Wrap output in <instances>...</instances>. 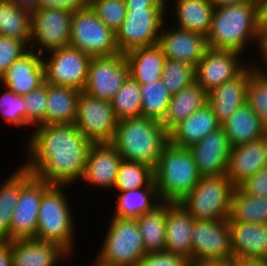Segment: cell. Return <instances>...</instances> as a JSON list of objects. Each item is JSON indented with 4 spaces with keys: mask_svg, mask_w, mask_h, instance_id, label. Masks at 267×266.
Returning <instances> with one entry per match:
<instances>
[{
    "mask_svg": "<svg viewBox=\"0 0 267 266\" xmlns=\"http://www.w3.org/2000/svg\"><path fill=\"white\" fill-rule=\"evenodd\" d=\"M109 218L96 256L114 266H138L146 253L136 219Z\"/></svg>",
    "mask_w": 267,
    "mask_h": 266,
    "instance_id": "obj_7",
    "label": "cell"
},
{
    "mask_svg": "<svg viewBox=\"0 0 267 266\" xmlns=\"http://www.w3.org/2000/svg\"><path fill=\"white\" fill-rule=\"evenodd\" d=\"M194 218L179 203H167L165 252L192 262L191 230Z\"/></svg>",
    "mask_w": 267,
    "mask_h": 266,
    "instance_id": "obj_26",
    "label": "cell"
},
{
    "mask_svg": "<svg viewBox=\"0 0 267 266\" xmlns=\"http://www.w3.org/2000/svg\"><path fill=\"white\" fill-rule=\"evenodd\" d=\"M45 83L42 55L28 50L13 62L0 77V85L14 94L24 96Z\"/></svg>",
    "mask_w": 267,
    "mask_h": 266,
    "instance_id": "obj_20",
    "label": "cell"
},
{
    "mask_svg": "<svg viewBox=\"0 0 267 266\" xmlns=\"http://www.w3.org/2000/svg\"><path fill=\"white\" fill-rule=\"evenodd\" d=\"M0 266H12L11 241H0Z\"/></svg>",
    "mask_w": 267,
    "mask_h": 266,
    "instance_id": "obj_52",
    "label": "cell"
},
{
    "mask_svg": "<svg viewBox=\"0 0 267 266\" xmlns=\"http://www.w3.org/2000/svg\"><path fill=\"white\" fill-rule=\"evenodd\" d=\"M4 90L0 94V114L10 128L26 127V107L23 96L14 94L8 88L1 86Z\"/></svg>",
    "mask_w": 267,
    "mask_h": 266,
    "instance_id": "obj_42",
    "label": "cell"
},
{
    "mask_svg": "<svg viewBox=\"0 0 267 266\" xmlns=\"http://www.w3.org/2000/svg\"><path fill=\"white\" fill-rule=\"evenodd\" d=\"M0 36L22 40L28 47L31 40V12L6 0L0 1Z\"/></svg>",
    "mask_w": 267,
    "mask_h": 266,
    "instance_id": "obj_35",
    "label": "cell"
},
{
    "mask_svg": "<svg viewBox=\"0 0 267 266\" xmlns=\"http://www.w3.org/2000/svg\"><path fill=\"white\" fill-rule=\"evenodd\" d=\"M189 266H233V261L190 262Z\"/></svg>",
    "mask_w": 267,
    "mask_h": 266,
    "instance_id": "obj_55",
    "label": "cell"
},
{
    "mask_svg": "<svg viewBox=\"0 0 267 266\" xmlns=\"http://www.w3.org/2000/svg\"><path fill=\"white\" fill-rule=\"evenodd\" d=\"M14 170L0 182V241L10 234L11 220L20 190L33 177L22 165Z\"/></svg>",
    "mask_w": 267,
    "mask_h": 266,
    "instance_id": "obj_33",
    "label": "cell"
},
{
    "mask_svg": "<svg viewBox=\"0 0 267 266\" xmlns=\"http://www.w3.org/2000/svg\"><path fill=\"white\" fill-rule=\"evenodd\" d=\"M267 166V135L247 144L231 147L227 176L237 187Z\"/></svg>",
    "mask_w": 267,
    "mask_h": 266,
    "instance_id": "obj_23",
    "label": "cell"
},
{
    "mask_svg": "<svg viewBox=\"0 0 267 266\" xmlns=\"http://www.w3.org/2000/svg\"><path fill=\"white\" fill-rule=\"evenodd\" d=\"M28 50L29 47L22 40L0 36V77Z\"/></svg>",
    "mask_w": 267,
    "mask_h": 266,
    "instance_id": "obj_45",
    "label": "cell"
},
{
    "mask_svg": "<svg viewBox=\"0 0 267 266\" xmlns=\"http://www.w3.org/2000/svg\"><path fill=\"white\" fill-rule=\"evenodd\" d=\"M207 101L208 93L201 85L194 82L178 93L171 95L166 116L161 123L170 132L180 122L203 108L207 104Z\"/></svg>",
    "mask_w": 267,
    "mask_h": 266,
    "instance_id": "obj_32",
    "label": "cell"
},
{
    "mask_svg": "<svg viewBox=\"0 0 267 266\" xmlns=\"http://www.w3.org/2000/svg\"><path fill=\"white\" fill-rule=\"evenodd\" d=\"M90 0H39L38 9H67L71 12L89 7Z\"/></svg>",
    "mask_w": 267,
    "mask_h": 266,
    "instance_id": "obj_48",
    "label": "cell"
},
{
    "mask_svg": "<svg viewBox=\"0 0 267 266\" xmlns=\"http://www.w3.org/2000/svg\"><path fill=\"white\" fill-rule=\"evenodd\" d=\"M188 148L165 146L154 169V181L161 202L179 203L201 179Z\"/></svg>",
    "mask_w": 267,
    "mask_h": 266,
    "instance_id": "obj_5",
    "label": "cell"
},
{
    "mask_svg": "<svg viewBox=\"0 0 267 266\" xmlns=\"http://www.w3.org/2000/svg\"><path fill=\"white\" fill-rule=\"evenodd\" d=\"M235 188L226 174L202 176L180 204L196 221L228 219Z\"/></svg>",
    "mask_w": 267,
    "mask_h": 266,
    "instance_id": "obj_6",
    "label": "cell"
},
{
    "mask_svg": "<svg viewBox=\"0 0 267 266\" xmlns=\"http://www.w3.org/2000/svg\"><path fill=\"white\" fill-rule=\"evenodd\" d=\"M69 187L51 185L43 193L38 211L36 240L59 245L71 260L76 253L77 223L75 224L72 202L67 195Z\"/></svg>",
    "mask_w": 267,
    "mask_h": 266,
    "instance_id": "obj_4",
    "label": "cell"
},
{
    "mask_svg": "<svg viewBox=\"0 0 267 266\" xmlns=\"http://www.w3.org/2000/svg\"><path fill=\"white\" fill-rule=\"evenodd\" d=\"M237 187L247 195L267 198V166L245 179Z\"/></svg>",
    "mask_w": 267,
    "mask_h": 266,
    "instance_id": "obj_46",
    "label": "cell"
},
{
    "mask_svg": "<svg viewBox=\"0 0 267 266\" xmlns=\"http://www.w3.org/2000/svg\"><path fill=\"white\" fill-rule=\"evenodd\" d=\"M214 6L241 5L244 3H256V0H212Z\"/></svg>",
    "mask_w": 267,
    "mask_h": 266,
    "instance_id": "obj_54",
    "label": "cell"
},
{
    "mask_svg": "<svg viewBox=\"0 0 267 266\" xmlns=\"http://www.w3.org/2000/svg\"><path fill=\"white\" fill-rule=\"evenodd\" d=\"M69 46L92 57H107L119 53L116 34L108 28L90 7L73 12Z\"/></svg>",
    "mask_w": 267,
    "mask_h": 266,
    "instance_id": "obj_8",
    "label": "cell"
},
{
    "mask_svg": "<svg viewBox=\"0 0 267 266\" xmlns=\"http://www.w3.org/2000/svg\"><path fill=\"white\" fill-rule=\"evenodd\" d=\"M73 12L67 9H36L31 13L29 49L40 55L70 44Z\"/></svg>",
    "mask_w": 267,
    "mask_h": 266,
    "instance_id": "obj_10",
    "label": "cell"
},
{
    "mask_svg": "<svg viewBox=\"0 0 267 266\" xmlns=\"http://www.w3.org/2000/svg\"><path fill=\"white\" fill-rule=\"evenodd\" d=\"M161 80L169 94L174 95L195 82V66L166 59Z\"/></svg>",
    "mask_w": 267,
    "mask_h": 266,
    "instance_id": "obj_40",
    "label": "cell"
},
{
    "mask_svg": "<svg viewBox=\"0 0 267 266\" xmlns=\"http://www.w3.org/2000/svg\"><path fill=\"white\" fill-rule=\"evenodd\" d=\"M249 64L250 59L237 51L207 48L195 66V82L208 93L238 76Z\"/></svg>",
    "mask_w": 267,
    "mask_h": 266,
    "instance_id": "obj_15",
    "label": "cell"
},
{
    "mask_svg": "<svg viewBox=\"0 0 267 266\" xmlns=\"http://www.w3.org/2000/svg\"><path fill=\"white\" fill-rule=\"evenodd\" d=\"M233 261H267V224L228 221Z\"/></svg>",
    "mask_w": 267,
    "mask_h": 266,
    "instance_id": "obj_21",
    "label": "cell"
},
{
    "mask_svg": "<svg viewBox=\"0 0 267 266\" xmlns=\"http://www.w3.org/2000/svg\"><path fill=\"white\" fill-rule=\"evenodd\" d=\"M228 221L267 224V198L255 197L235 188Z\"/></svg>",
    "mask_w": 267,
    "mask_h": 266,
    "instance_id": "obj_36",
    "label": "cell"
},
{
    "mask_svg": "<svg viewBox=\"0 0 267 266\" xmlns=\"http://www.w3.org/2000/svg\"><path fill=\"white\" fill-rule=\"evenodd\" d=\"M190 261L183 256L171 253H148L138 266H189Z\"/></svg>",
    "mask_w": 267,
    "mask_h": 266,
    "instance_id": "obj_47",
    "label": "cell"
},
{
    "mask_svg": "<svg viewBox=\"0 0 267 266\" xmlns=\"http://www.w3.org/2000/svg\"><path fill=\"white\" fill-rule=\"evenodd\" d=\"M166 215L167 203L162 202L153 211L136 219L146 254L165 252Z\"/></svg>",
    "mask_w": 267,
    "mask_h": 266,
    "instance_id": "obj_34",
    "label": "cell"
},
{
    "mask_svg": "<svg viewBox=\"0 0 267 266\" xmlns=\"http://www.w3.org/2000/svg\"><path fill=\"white\" fill-rule=\"evenodd\" d=\"M142 106L141 116L162 122L166 116L171 94L166 90L162 80L140 84Z\"/></svg>",
    "mask_w": 267,
    "mask_h": 266,
    "instance_id": "obj_37",
    "label": "cell"
},
{
    "mask_svg": "<svg viewBox=\"0 0 267 266\" xmlns=\"http://www.w3.org/2000/svg\"><path fill=\"white\" fill-rule=\"evenodd\" d=\"M25 138L27 159L20 163L33 176L70 189L81 181L93 143L74 124L38 125Z\"/></svg>",
    "mask_w": 267,
    "mask_h": 266,
    "instance_id": "obj_1",
    "label": "cell"
},
{
    "mask_svg": "<svg viewBox=\"0 0 267 266\" xmlns=\"http://www.w3.org/2000/svg\"><path fill=\"white\" fill-rule=\"evenodd\" d=\"M89 7L115 33L120 28L127 13L125 0H90Z\"/></svg>",
    "mask_w": 267,
    "mask_h": 266,
    "instance_id": "obj_43",
    "label": "cell"
},
{
    "mask_svg": "<svg viewBox=\"0 0 267 266\" xmlns=\"http://www.w3.org/2000/svg\"><path fill=\"white\" fill-rule=\"evenodd\" d=\"M192 262L233 261L228 219L193 221Z\"/></svg>",
    "mask_w": 267,
    "mask_h": 266,
    "instance_id": "obj_12",
    "label": "cell"
},
{
    "mask_svg": "<svg viewBox=\"0 0 267 266\" xmlns=\"http://www.w3.org/2000/svg\"><path fill=\"white\" fill-rule=\"evenodd\" d=\"M259 38L256 3L215 6L206 36L208 48L237 51L249 59L247 48L256 51Z\"/></svg>",
    "mask_w": 267,
    "mask_h": 266,
    "instance_id": "obj_2",
    "label": "cell"
},
{
    "mask_svg": "<svg viewBox=\"0 0 267 266\" xmlns=\"http://www.w3.org/2000/svg\"><path fill=\"white\" fill-rule=\"evenodd\" d=\"M128 77L129 67L124 53L92 57L83 92L94 98L111 101Z\"/></svg>",
    "mask_w": 267,
    "mask_h": 266,
    "instance_id": "obj_14",
    "label": "cell"
},
{
    "mask_svg": "<svg viewBox=\"0 0 267 266\" xmlns=\"http://www.w3.org/2000/svg\"><path fill=\"white\" fill-rule=\"evenodd\" d=\"M166 13L167 8L127 9L115 33L119 52L126 54L136 48L156 45L164 22L170 19Z\"/></svg>",
    "mask_w": 267,
    "mask_h": 266,
    "instance_id": "obj_9",
    "label": "cell"
},
{
    "mask_svg": "<svg viewBox=\"0 0 267 266\" xmlns=\"http://www.w3.org/2000/svg\"><path fill=\"white\" fill-rule=\"evenodd\" d=\"M231 147L247 144L267 135L258 115L245 103L222 125Z\"/></svg>",
    "mask_w": 267,
    "mask_h": 266,
    "instance_id": "obj_29",
    "label": "cell"
},
{
    "mask_svg": "<svg viewBox=\"0 0 267 266\" xmlns=\"http://www.w3.org/2000/svg\"><path fill=\"white\" fill-rule=\"evenodd\" d=\"M48 183L33 176L20 190L11 220L10 234L3 241L35 239L38 211Z\"/></svg>",
    "mask_w": 267,
    "mask_h": 266,
    "instance_id": "obj_16",
    "label": "cell"
},
{
    "mask_svg": "<svg viewBox=\"0 0 267 266\" xmlns=\"http://www.w3.org/2000/svg\"><path fill=\"white\" fill-rule=\"evenodd\" d=\"M112 215L122 219H137L142 214L153 211L162 202L158 196L155 181L148 187L117 192Z\"/></svg>",
    "mask_w": 267,
    "mask_h": 266,
    "instance_id": "obj_31",
    "label": "cell"
},
{
    "mask_svg": "<svg viewBox=\"0 0 267 266\" xmlns=\"http://www.w3.org/2000/svg\"><path fill=\"white\" fill-rule=\"evenodd\" d=\"M166 6L167 12L172 7L166 14L172 16L168 21L173 26L207 36L215 8L212 0H166Z\"/></svg>",
    "mask_w": 267,
    "mask_h": 266,
    "instance_id": "obj_24",
    "label": "cell"
},
{
    "mask_svg": "<svg viewBox=\"0 0 267 266\" xmlns=\"http://www.w3.org/2000/svg\"><path fill=\"white\" fill-rule=\"evenodd\" d=\"M169 143V132L160 121L145 117L118 121L110 144L123 160L143 163L155 169Z\"/></svg>",
    "mask_w": 267,
    "mask_h": 266,
    "instance_id": "obj_3",
    "label": "cell"
},
{
    "mask_svg": "<svg viewBox=\"0 0 267 266\" xmlns=\"http://www.w3.org/2000/svg\"><path fill=\"white\" fill-rule=\"evenodd\" d=\"M246 103L258 115L262 126L267 131V77L258 74L252 64Z\"/></svg>",
    "mask_w": 267,
    "mask_h": 266,
    "instance_id": "obj_41",
    "label": "cell"
},
{
    "mask_svg": "<svg viewBox=\"0 0 267 266\" xmlns=\"http://www.w3.org/2000/svg\"><path fill=\"white\" fill-rule=\"evenodd\" d=\"M26 107V127L29 130L45 125L47 106V83L23 96Z\"/></svg>",
    "mask_w": 267,
    "mask_h": 266,
    "instance_id": "obj_44",
    "label": "cell"
},
{
    "mask_svg": "<svg viewBox=\"0 0 267 266\" xmlns=\"http://www.w3.org/2000/svg\"><path fill=\"white\" fill-rule=\"evenodd\" d=\"M220 127L212 108L206 104L169 132V142L177 147L189 148Z\"/></svg>",
    "mask_w": 267,
    "mask_h": 266,
    "instance_id": "obj_27",
    "label": "cell"
},
{
    "mask_svg": "<svg viewBox=\"0 0 267 266\" xmlns=\"http://www.w3.org/2000/svg\"><path fill=\"white\" fill-rule=\"evenodd\" d=\"M127 9L167 8L166 0H125Z\"/></svg>",
    "mask_w": 267,
    "mask_h": 266,
    "instance_id": "obj_51",
    "label": "cell"
},
{
    "mask_svg": "<svg viewBox=\"0 0 267 266\" xmlns=\"http://www.w3.org/2000/svg\"><path fill=\"white\" fill-rule=\"evenodd\" d=\"M11 2L15 6L27 10L29 12H33L38 9L39 0H6Z\"/></svg>",
    "mask_w": 267,
    "mask_h": 266,
    "instance_id": "obj_53",
    "label": "cell"
},
{
    "mask_svg": "<svg viewBox=\"0 0 267 266\" xmlns=\"http://www.w3.org/2000/svg\"><path fill=\"white\" fill-rule=\"evenodd\" d=\"M81 91L47 83L45 125L74 124Z\"/></svg>",
    "mask_w": 267,
    "mask_h": 266,
    "instance_id": "obj_30",
    "label": "cell"
},
{
    "mask_svg": "<svg viewBox=\"0 0 267 266\" xmlns=\"http://www.w3.org/2000/svg\"><path fill=\"white\" fill-rule=\"evenodd\" d=\"M256 54H259L260 56H257ZM255 56H257L256 59H259V58H261V59L255 61V58H253ZM251 57L252 58H251L250 62L252 64L254 70L258 74H261V75H264L267 77V36H260V38L258 40V46L256 49V53H255V55L253 54V56H251ZM258 61H261V62L258 63Z\"/></svg>",
    "mask_w": 267,
    "mask_h": 266,
    "instance_id": "obj_49",
    "label": "cell"
},
{
    "mask_svg": "<svg viewBox=\"0 0 267 266\" xmlns=\"http://www.w3.org/2000/svg\"><path fill=\"white\" fill-rule=\"evenodd\" d=\"M257 28L260 36H267V0H256Z\"/></svg>",
    "mask_w": 267,
    "mask_h": 266,
    "instance_id": "obj_50",
    "label": "cell"
},
{
    "mask_svg": "<svg viewBox=\"0 0 267 266\" xmlns=\"http://www.w3.org/2000/svg\"><path fill=\"white\" fill-rule=\"evenodd\" d=\"M233 266H267V261H233Z\"/></svg>",
    "mask_w": 267,
    "mask_h": 266,
    "instance_id": "obj_56",
    "label": "cell"
},
{
    "mask_svg": "<svg viewBox=\"0 0 267 266\" xmlns=\"http://www.w3.org/2000/svg\"><path fill=\"white\" fill-rule=\"evenodd\" d=\"M125 55L129 76L139 84H147L162 79L166 57L157 44L133 49Z\"/></svg>",
    "mask_w": 267,
    "mask_h": 266,
    "instance_id": "obj_28",
    "label": "cell"
},
{
    "mask_svg": "<svg viewBox=\"0 0 267 266\" xmlns=\"http://www.w3.org/2000/svg\"><path fill=\"white\" fill-rule=\"evenodd\" d=\"M250 76L251 62L238 76L208 92L207 104L221 125L246 103Z\"/></svg>",
    "mask_w": 267,
    "mask_h": 266,
    "instance_id": "obj_22",
    "label": "cell"
},
{
    "mask_svg": "<svg viewBox=\"0 0 267 266\" xmlns=\"http://www.w3.org/2000/svg\"><path fill=\"white\" fill-rule=\"evenodd\" d=\"M110 102L118 121L141 117L140 84L129 76Z\"/></svg>",
    "mask_w": 267,
    "mask_h": 266,
    "instance_id": "obj_39",
    "label": "cell"
},
{
    "mask_svg": "<svg viewBox=\"0 0 267 266\" xmlns=\"http://www.w3.org/2000/svg\"><path fill=\"white\" fill-rule=\"evenodd\" d=\"M94 257H95L94 262L91 263L92 264L91 266H114V265H111L107 262L100 260L96 255Z\"/></svg>",
    "mask_w": 267,
    "mask_h": 266,
    "instance_id": "obj_57",
    "label": "cell"
},
{
    "mask_svg": "<svg viewBox=\"0 0 267 266\" xmlns=\"http://www.w3.org/2000/svg\"><path fill=\"white\" fill-rule=\"evenodd\" d=\"M201 176L227 174L231 146L223 127L188 148Z\"/></svg>",
    "mask_w": 267,
    "mask_h": 266,
    "instance_id": "obj_19",
    "label": "cell"
},
{
    "mask_svg": "<svg viewBox=\"0 0 267 266\" xmlns=\"http://www.w3.org/2000/svg\"><path fill=\"white\" fill-rule=\"evenodd\" d=\"M42 57L46 83L84 90L91 60L89 55L68 46L52 50Z\"/></svg>",
    "mask_w": 267,
    "mask_h": 266,
    "instance_id": "obj_11",
    "label": "cell"
},
{
    "mask_svg": "<svg viewBox=\"0 0 267 266\" xmlns=\"http://www.w3.org/2000/svg\"><path fill=\"white\" fill-rule=\"evenodd\" d=\"M118 120L110 101L81 91L74 125L92 143H110Z\"/></svg>",
    "mask_w": 267,
    "mask_h": 266,
    "instance_id": "obj_13",
    "label": "cell"
},
{
    "mask_svg": "<svg viewBox=\"0 0 267 266\" xmlns=\"http://www.w3.org/2000/svg\"><path fill=\"white\" fill-rule=\"evenodd\" d=\"M154 181V169L150 166L133 161L122 160L113 188L116 192H124L148 187Z\"/></svg>",
    "mask_w": 267,
    "mask_h": 266,
    "instance_id": "obj_38",
    "label": "cell"
},
{
    "mask_svg": "<svg viewBox=\"0 0 267 266\" xmlns=\"http://www.w3.org/2000/svg\"><path fill=\"white\" fill-rule=\"evenodd\" d=\"M166 20L157 45L166 59L179 60L196 66L208 48L206 36L170 25Z\"/></svg>",
    "mask_w": 267,
    "mask_h": 266,
    "instance_id": "obj_17",
    "label": "cell"
},
{
    "mask_svg": "<svg viewBox=\"0 0 267 266\" xmlns=\"http://www.w3.org/2000/svg\"><path fill=\"white\" fill-rule=\"evenodd\" d=\"M122 157L110 143H93L87 156L81 183L86 187L113 190Z\"/></svg>",
    "mask_w": 267,
    "mask_h": 266,
    "instance_id": "obj_18",
    "label": "cell"
},
{
    "mask_svg": "<svg viewBox=\"0 0 267 266\" xmlns=\"http://www.w3.org/2000/svg\"><path fill=\"white\" fill-rule=\"evenodd\" d=\"M69 258V254L54 243L35 239L11 241L12 266H57Z\"/></svg>",
    "mask_w": 267,
    "mask_h": 266,
    "instance_id": "obj_25",
    "label": "cell"
}]
</instances>
